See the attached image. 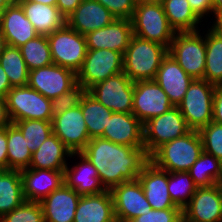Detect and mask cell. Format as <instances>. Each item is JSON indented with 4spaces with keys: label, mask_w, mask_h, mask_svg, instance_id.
I'll return each instance as SVG.
<instances>
[{
    "label": "cell",
    "mask_w": 222,
    "mask_h": 222,
    "mask_svg": "<svg viewBox=\"0 0 222 222\" xmlns=\"http://www.w3.org/2000/svg\"><path fill=\"white\" fill-rule=\"evenodd\" d=\"M193 80L169 54L163 58L154 78L173 106L182 101Z\"/></svg>",
    "instance_id": "obj_21"
},
{
    "label": "cell",
    "mask_w": 222,
    "mask_h": 222,
    "mask_svg": "<svg viewBox=\"0 0 222 222\" xmlns=\"http://www.w3.org/2000/svg\"><path fill=\"white\" fill-rule=\"evenodd\" d=\"M200 31L176 32L168 48V54L193 79H204L206 35Z\"/></svg>",
    "instance_id": "obj_6"
},
{
    "label": "cell",
    "mask_w": 222,
    "mask_h": 222,
    "mask_svg": "<svg viewBox=\"0 0 222 222\" xmlns=\"http://www.w3.org/2000/svg\"><path fill=\"white\" fill-rule=\"evenodd\" d=\"M182 219L181 208H166L151 209L147 214H142L133 219L132 222H180Z\"/></svg>",
    "instance_id": "obj_42"
},
{
    "label": "cell",
    "mask_w": 222,
    "mask_h": 222,
    "mask_svg": "<svg viewBox=\"0 0 222 222\" xmlns=\"http://www.w3.org/2000/svg\"><path fill=\"white\" fill-rule=\"evenodd\" d=\"M11 123L20 120L52 121L51 99L27 86L12 87L6 96Z\"/></svg>",
    "instance_id": "obj_7"
},
{
    "label": "cell",
    "mask_w": 222,
    "mask_h": 222,
    "mask_svg": "<svg viewBox=\"0 0 222 222\" xmlns=\"http://www.w3.org/2000/svg\"><path fill=\"white\" fill-rule=\"evenodd\" d=\"M25 201L40 202L64 183V170L31 169L20 171Z\"/></svg>",
    "instance_id": "obj_20"
},
{
    "label": "cell",
    "mask_w": 222,
    "mask_h": 222,
    "mask_svg": "<svg viewBox=\"0 0 222 222\" xmlns=\"http://www.w3.org/2000/svg\"><path fill=\"white\" fill-rule=\"evenodd\" d=\"M173 107L167 94L154 80L134 82L132 114L144 125Z\"/></svg>",
    "instance_id": "obj_12"
},
{
    "label": "cell",
    "mask_w": 222,
    "mask_h": 222,
    "mask_svg": "<svg viewBox=\"0 0 222 222\" xmlns=\"http://www.w3.org/2000/svg\"><path fill=\"white\" fill-rule=\"evenodd\" d=\"M12 89L9 79L0 65V97L6 98L7 93Z\"/></svg>",
    "instance_id": "obj_48"
},
{
    "label": "cell",
    "mask_w": 222,
    "mask_h": 222,
    "mask_svg": "<svg viewBox=\"0 0 222 222\" xmlns=\"http://www.w3.org/2000/svg\"><path fill=\"white\" fill-rule=\"evenodd\" d=\"M7 149L8 169L21 171L29 168L32 152L27 139L14 123L7 126Z\"/></svg>",
    "instance_id": "obj_33"
},
{
    "label": "cell",
    "mask_w": 222,
    "mask_h": 222,
    "mask_svg": "<svg viewBox=\"0 0 222 222\" xmlns=\"http://www.w3.org/2000/svg\"><path fill=\"white\" fill-rule=\"evenodd\" d=\"M8 46L2 31L0 30V56L2 55L4 49Z\"/></svg>",
    "instance_id": "obj_51"
},
{
    "label": "cell",
    "mask_w": 222,
    "mask_h": 222,
    "mask_svg": "<svg viewBox=\"0 0 222 222\" xmlns=\"http://www.w3.org/2000/svg\"><path fill=\"white\" fill-rule=\"evenodd\" d=\"M7 127L0 129V164L8 169Z\"/></svg>",
    "instance_id": "obj_46"
},
{
    "label": "cell",
    "mask_w": 222,
    "mask_h": 222,
    "mask_svg": "<svg viewBox=\"0 0 222 222\" xmlns=\"http://www.w3.org/2000/svg\"><path fill=\"white\" fill-rule=\"evenodd\" d=\"M133 36L130 19H115L106 27L85 35L87 49H108L125 53Z\"/></svg>",
    "instance_id": "obj_17"
},
{
    "label": "cell",
    "mask_w": 222,
    "mask_h": 222,
    "mask_svg": "<svg viewBox=\"0 0 222 222\" xmlns=\"http://www.w3.org/2000/svg\"><path fill=\"white\" fill-rule=\"evenodd\" d=\"M101 138L134 148L144 147L143 124L132 113L113 112Z\"/></svg>",
    "instance_id": "obj_19"
},
{
    "label": "cell",
    "mask_w": 222,
    "mask_h": 222,
    "mask_svg": "<svg viewBox=\"0 0 222 222\" xmlns=\"http://www.w3.org/2000/svg\"><path fill=\"white\" fill-rule=\"evenodd\" d=\"M115 222H132V221L116 220Z\"/></svg>",
    "instance_id": "obj_59"
},
{
    "label": "cell",
    "mask_w": 222,
    "mask_h": 222,
    "mask_svg": "<svg viewBox=\"0 0 222 222\" xmlns=\"http://www.w3.org/2000/svg\"><path fill=\"white\" fill-rule=\"evenodd\" d=\"M133 1H134L135 4L161 2V0H133Z\"/></svg>",
    "instance_id": "obj_54"
},
{
    "label": "cell",
    "mask_w": 222,
    "mask_h": 222,
    "mask_svg": "<svg viewBox=\"0 0 222 222\" xmlns=\"http://www.w3.org/2000/svg\"><path fill=\"white\" fill-rule=\"evenodd\" d=\"M47 38L53 63L77 73L88 50L85 36L65 24Z\"/></svg>",
    "instance_id": "obj_8"
},
{
    "label": "cell",
    "mask_w": 222,
    "mask_h": 222,
    "mask_svg": "<svg viewBox=\"0 0 222 222\" xmlns=\"http://www.w3.org/2000/svg\"><path fill=\"white\" fill-rule=\"evenodd\" d=\"M14 124L21 130L24 138L27 139L32 153L53 134L52 121L30 119L16 121Z\"/></svg>",
    "instance_id": "obj_38"
},
{
    "label": "cell",
    "mask_w": 222,
    "mask_h": 222,
    "mask_svg": "<svg viewBox=\"0 0 222 222\" xmlns=\"http://www.w3.org/2000/svg\"><path fill=\"white\" fill-rule=\"evenodd\" d=\"M108 9L117 19H131L136 4L133 0H95Z\"/></svg>",
    "instance_id": "obj_43"
},
{
    "label": "cell",
    "mask_w": 222,
    "mask_h": 222,
    "mask_svg": "<svg viewBox=\"0 0 222 222\" xmlns=\"http://www.w3.org/2000/svg\"><path fill=\"white\" fill-rule=\"evenodd\" d=\"M123 72V53L108 49H88L81 69L76 73L77 83L87 91L95 84Z\"/></svg>",
    "instance_id": "obj_10"
},
{
    "label": "cell",
    "mask_w": 222,
    "mask_h": 222,
    "mask_svg": "<svg viewBox=\"0 0 222 222\" xmlns=\"http://www.w3.org/2000/svg\"><path fill=\"white\" fill-rule=\"evenodd\" d=\"M110 190L80 197L73 222H115Z\"/></svg>",
    "instance_id": "obj_26"
},
{
    "label": "cell",
    "mask_w": 222,
    "mask_h": 222,
    "mask_svg": "<svg viewBox=\"0 0 222 222\" xmlns=\"http://www.w3.org/2000/svg\"><path fill=\"white\" fill-rule=\"evenodd\" d=\"M138 180L152 209L180 208L170 198L167 171L158 168L149 160L138 175Z\"/></svg>",
    "instance_id": "obj_18"
},
{
    "label": "cell",
    "mask_w": 222,
    "mask_h": 222,
    "mask_svg": "<svg viewBox=\"0 0 222 222\" xmlns=\"http://www.w3.org/2000/svg\"><path fill=\"white\" fill-rule=\"evenodd\" d=\"M29 71L53 63L47 36L38 35L19 47Z\"/></svg>",
    "instance_id": "obj_36"
},
{
    "label": "cell",
    "mask_w": 222,
    "mask_h": 222,
    "mask_svg": "<svg viewBox=\"0 0 222 222\" xmlns=\"http://www.w3.org/2000/svg\"><path fill=\"white\" fill-rule=\"evenodd\" d=\"M18 4L38 35L48 36L66 24V18L57 6L32 1H19Z\"/></svg>",
    "instance_id": "obj_28"
},
{
    "label": "cell",
    "mask_w": 222,
    "mask_h": 222,
    "mask_svg": "<svg viewBox=\"0 0 222 222\" xmlns=\"http://www.w3.org/2000/svg\"><path fill=\"white\" fill-rule=\"evenodd\" d=\"M133 35L169 48L175 36L161 2L136 4L131 17Z\"/></svg>",
    "instance_id": "obj_4"
},
{
    "label": "cell",
    "mask_w": 222,
    "mask_h": 222,
    "mask_svg": "<svg viewBox=\"0 0 222 222\" xmlns=\"http://www.w3.org/2000/svg\"><path fill=\"white\" fill-rule=\"evenodd\" d=\"M213 122L222 125V87H216L213 97Z\"/></svg>",
    "instance_id": "obj_45"
},
{
    "label": "cell",
    "mask_w": 222,
    "mask_h": 222,
    "mask_svg": "<svg viewBox=\"0 0 222 222\" xmlns=\"http://www.w3.org/2000/svg\"><path fill=\"white\" fill-rule=\"evenodd\" d=\"M22 1L38 2L45 5H50V6H56L57 4V0H22Z\"/></svg>",
    "instance_id": "obj_52"
},
{
    "label": "cell",
    "mask_w": 222,
    "mask_h": 222,
    "mask_svg": "<svg viewBox=\"0 0 222 222\" xmlns=\"http://www.w3.org/2000/svg\"><path fill=\"white\" fill-rule=\"evenodd\" d=\"M76 83L77 75L74 71L54 63L29 71L28 86L51 100Z\"/></svg>",
    "instance_id": "obj_13"
},
{
    "label": "cell",
    "mask_w": 222,
    "mask_h": 222,
    "mask_svg": "<svg viewBox=\"0 0 222 222\" xmlns=\"http://www.w3.org/2000/svg\"><path fill=\"white\" fill-rule=\"evenodd\" d=\"M12 3H18L19 1H22V0H10Z\"/></svg>",
    "instance_id": "obj_58"
},
{
    "label": "cell",
    "mask_w": 222,
    "mask_h": 222,
    "mask_svg": "<svg viewBox=\"0 0 222 222\" xmlns=\"http://www.w3.org/2000/svg\"><path fill=\"white\" fill-rule=\"evenodd\" d=\"M11 123L6 105V98L0 97V129L7 127Z\"/></svg>",
    "instance_id": "obj_49"
},
{
    "label": "cell",
    "mask_w": 222,
    "mask_h": 222,
    "mask_svg": "<svg viewBox=\"0 0 222 222\" xmlns=\"http://www.w3.org/2000/svg\"><path fill=\"white\" fill-rule=\"evenodd\" d=\"M194 13L202 20L205 15L210 16L214 13L213 4L211 0H187ZM209 14V15H207Z\"/></svg>",
    "instance_id": "obj_44"
},
{
    "label": "cell",
    "mask_w": 222,
    "mask_h": 222,
    "mask_svg": "<svg viewBox=\"0 0 222 222\" xmlns=\"http://www.w3.org/2000/svg\"><path fill=\"white\" fill-rule=\"evenodd\" d=\"M0 65L12 87L28 85L29 69L19 48L8 45L0 56Z\"/></svg>",
    "instance_id": "obj_35"
},
{
    "label": "cell",
    "mask_w": 222,
    "mask_h": 222,
    "mask_svg": "<svg viewBox=\"0 0 222 222\" xmlns=\"http://www.w3.org/2000/svg\"><path fill=\"white\" fill-rule=\"evenodd\" d=\"M88 92L112 112L132 113L134 82L124 72L95 84Z\"/></svg>",
    "instance_id": "obj_11"
},
{
    "label": "cell",
    "mask_w": 222,
    "mask_h": 222,
    "mask_svg": "<svg viewBox=\"0 0 222 222\" xmlns=\"http://www.w3.org/2000/svg\"><path fill=\"white\" fill-rule=\"evenodd\" d=\"M80 195L65 183L39 203L45 222H73Z\"/></svg>",
    "instance_id": "obj_24"
},
{
    "label": "cell",
    "mask_w": 222,
    "mask_h": 222,
    "mask_svg": "<svg viewBox=\"0 0 222 222\" xmlns=\"http://www.w3.org/2000/svg\"><path fill=\"white\" fill-rule=\"evenodd\" d=\"M86 91L87 90L80 83H76L68 91L52 99V115L62 114L70 108L80 105L81 99Z\"/></svg>",
    "instance_id": "obj_41"
},
{
    "label": "cell",
    "mask_w": 222,
    "mask_h": 222,
    "mask_svg": "<svg viewBox=\"0 0 222 222\" xmlns=\"http://www.w3.org/2000/svg\"><path fill=\"white\" fill-rule=\"evenodd\" d=\"M24 201L20 170L5 169L0 173V218Z\"/></svg>",
    "instance_id": "obj_31"
},
{
    "label": "cell",
    "mask_w": 222,
    "mask_h": 222,
    "mask_svg": "<svg viewBox=\"0 0 222 222\" xmlns=\"http://www.w3.org/2000/svg\"><path fill=\"white\" fill-rule=\"evenodd\" d=\"M213 4L214 9V15L215 21H217L219 18H222V0H211Z\"/></svg>",
    "instance_id": "obj_50"
},
{
    "label": "cell",
    "mask_w": 222,
    "mask_h": 222,
    "mask_svg": "<svg viewBox=\"0 0 222 222\" xmlns=\"http://www.w3.org/2000/svg\"><path fill=\"white\" fill-rule=\"evenodd\" d=\"M167 54L166 46L133 35L123 54V72L133 82L154 80Z\"/></svg>",
    "instance_id": "obj_2"
},
{
    "label": "cell",
    "mask_w": 222,
    "mask_h": 222,
    "mask_svg": "<svg viewBox=\"0 0 222 222\" xmlns=\"http://www.w3.org/2000/svg\"><path fill=\"white\" fill-rule=\"evenodd\" d=\"M215 88L205 79H194L177 105L190 130L200 131L212 122Z\"/></svg>",
    "instance_id": "obj_5"
},
{
    "label": "cell",
    "mask_w": 222,
    "mask_h": 222,
    "mask_svg": "<svg viewBox=\"0 0 222 222\" xmlns=\"http://www.w3.org/2000/svg\"><path fill=\"white\" fill-rule=\"evenodd\" d=\"M116 17L95 0H82L80 5L66 17V24L81 35L106 27Z\"/></svg>",
    "instance_id": "obj_22"
},
{
    "label": "cell",
    "mask_w": 222,
    "mask_h": 222,
    "mask_svg": "<svg viewBox=\"0 0 222 222\" xmlns=\"http://www.w3.org/2000/svg\"><path fill=\"white\" fill-rule=\"evenodd\" d=\"M217 185H218V187L220 189V192L222 193V174H221V176H220V178H219V180L217 182Z\"/></svg>",
    "instance_id": "obj_56"
},
{
    "label": "cell",
    "mask_w": 222,
    "mask_h": 222,
    "mask_svg": "<svg viewBox=\"0 0 222 222\" xmlns=\"http://www.w3.org/2000/svg\"><path fill=\"white\" fill-rule=\"evenodd\" d=\"M182 214L187 222H222V193L218 185L198 187Z\"/></svg>",
    "instance_id": "obj_16"
},
{
    "label": "cell",
    "mask_w": 222,
    "mask_h": 222,
    "mask_svg": "<svg viewBox=\"0 0 222 222\" xmlns=\"http://www.w3.org/2000/svg\"><path fill=\"white\" fill-rule=\"evenodd\" d=\"M80 107L89 137H101L113 112L101 104L88 91L82 97Z\"/></svg>",
    "instance_id": "obj_32"
},
{
    "label": "cell",
    "mask_w": 222,
    "mask_h": 222,
    "mask_svg": "<svg viewBox=\"0 0 222 222\" xmlns=\"http://www.w3.org/2000/svg\"><path fill=\"white\" fill-rule=\"evenodd\" d=\"M188 172L198 187H210L217 184L222 174V162L203 151Z\"/></svg>",
    "instance_id": "obj_34"
},
{
    "label": "cell",
    "mask_w": 222,
    "mask_h": 222,
    "mask_svg": "<svg viewBox=\"0 0 222 222\" xmlns=\"http://www.w3.org/2000/svg\"><path fill=\"white\" fill-rule=\"evenodd\" d=\"M0 222H45L39 202L24 201L10 213L3 215Z\"/></svg>",
    "instance_id": "obj_39"
},
{
    "label": "cell",
    "mask_w": 222,
    "mask_h": 222,
    "mask_svg": "<svg viewBox=\"0 0 222 222\" xmlns=\"http://www.w3.org/2000/svg\"><path fill=\"white\" fill-rule=\"evenodd\" d=\"M203 151L222 162V125L211 122L199 131Z\"/></svg>",
    "instance_id": "obj_40"
},
{
    "label": "cell",
    "mask_w": 222,
    "mask_h": 222,
    "mask_svg": "<svg viewBox=\"0 0 222 222\" xmlns=\"http://www.w3.org/2000/svg\"><path fill=\"white\" fill-rule=\"evenodd\" d=\"M5 170V168L0 164V173H2Z\"/></svg>",
    "instance_id": "obj_57"
},
{
    "label": "cell",
    "mask_w": 222,
    "mask_h": 222,
    "mask_svg": "<svg viewBox=\"0 0 222 222\" xmlns=\"http://www.w3.org/2000/svg\"><path fill=\"white\" fill-rule=\"evenodd\" d=\"M66 157L73 153L55 135L51 134L38 149L32 153L31 169L65 170L68 165Z\"/></svg>",
    "instance_id": "obj_27"
},
{
    "label": "cell",
    "mask_w": 222,
    "mask_h": 222,
    "mask_svg": "<svg viewBox=\"0 0 222 222\" xmlns=\"http://www.w3.org/2000/svg\"><path fill=\"white\" fill-rule=\"evenodd\" d=\"M81 153L97 169L106 190L138 179L143 166L150 160L144 147L120 145L101 137L91 138Z\"/></svg>",
    "instance_id": "obj_1"
},
{
    "label": "cell",
    "mask_w": 222,
    "mask_h": 222,
    "mask_svg": "<svg viewBox=\"0 0 222 222\" xmlns=\"http://www.w3.org/2000/svg\"><path fill=\"white\" fill-rule=\"evenodd\" d=\"M10 0H0V14L10 5Z\"/></svg>",
    "instance_id": "obj_53"
},
{
    "label": "cell",
    "mask_w": 222,
    "mask_h": 222,
    "mask_svg": "<svg viewBox=\"0 0 222 222\" xmlns=\"http://www.w3.org/2000/svg\"><path fill=\"white\" fill-rule=\"evenodd\" d=\"M198 186L188 171L168 172V192L173 203L183 209L195 194Z\"/></svg>",
    "instance_id": "obj_37"
},
{
    "label": "cell",
    "mask_w": 222,
    "mask_h": 222,
    "mask_svg": "<svg viewBox=\"0 0 222 222\" xmlns=\"http://www.w3.org/2000/svg\"><path fill=\"white\" fill-rule=\"evenodd\" d=\"M161 3L175 32L199 31L198 25L203 20L194 13L187 0H161Z\"/></svg>",
    "instance_id": "obj_30"
},
{
    "label": "cell",
    "mask_w": 222,
    "mask_h": 222,
    "mask_svg": "<svg viewBox=\"0 0 222 222\" xmlns=\"http://www.w3.org/2000/svg\"><path fill=\"white\" fill-rule=\"evenodd\" d=\"M82 2V0H57V8L66 17H68Z\"/></svg>",
    "instance_id": "obj_47"
},
{
    "label": "cell",
    "mask_w": 222,
    "mask_h": 222,
    "mask_svg": "<svg viewBox=\"0 0 222 222\" xmlns=\"http://www.w3.org/2000/svg\"><path fill=\"white\" fill-rule=\"evenodd\" d=\"M222 33V18L212 23Z\"/></svg>",
    "instance_id": "obj_55"
},
{
    "label": "cell",
    "mask_w": 222,
    "mask_h": 222,
    "mask_svg": "<svg viewBox=\"0 0 222 222\" xmlns=\"http://www.w3.org/2000/svg\"><path fill=\"white\" fill-rule=\"evenodd\" d=\"M52 130L72 153L82 152L91 139L80 105L54 115Z\"/></svg>",
    "instance_id": "obj_14"
},
{
    "label": "cell",
    "mask_w": 222,
    "mask_h": 222,
    "mask_svg": "<svg viewBox=\"0 0 222 222\" xmlns=\"http://www.w3.org/2000/svg\"><path fill=\"white\" fill-rule=\"evenodd\" d=\"M189 131L179 108L173 106L167 112L151 118L143 125L144 149L150 157L160 146Z\"/></svg>",
    "instance_id": "obj_9"
},
{
    "label": "cell",
    "mask_w": 222,
    "mask_h": 222,
    "mask_svg": "<svg viewBox=\"0 0 222 222\" xmlns=\"http://www.w3.org/2000/svg\"><path fill=\"white\" fill-rule=\"evenodd\" d=\"M0 30L12 47H21L38 34L18 3L10 4L0 14Z\"/></svg>",
    "instance_id": "obj_23"
},
{
    "label": "cell",
    "mask_w": 222,
    "mask_h": 222,
    "mask_svg": "<svg viewBox=\"0 0 222 222\" xmlns=\"http://www.w3.org/2000/svg\"><path fill=\"white\" fill-rule=\"evenodd\" d=\"M207 29L204 79L222 87V33L213 24Z\"/></svg>",
    "instance_id": "obj_29"
},
{
    "label": "cell",
    "mask_w": 222,
    "mask_h": 222,
    "mask_svg": "<svg viewBox=\"0 0 222 222\" xmlns=\"http://www.w3.org/2000/svg\"><path fill=\"white\" fill-rule=\"evenodd\" d=\"M202 152L203 143L199 131L190 130L160 146L149 159L167 172H184L189 171Z\"/></svg>",
    "instance_id": "obj_3"
},
{
    "label": "cell",
    "mask_w": 222,
    "mask_h": 222,
    "mask_svg": "<svg viewBox=\"0 0 222 222\" xmlns=\"http://www.w3.org/2000/svg\"><path fill=\"white\" fill-rule=\"evenodd\" d=\"M116 220L132 221L152 208L138 179L126 181L110 189Z\"/></svg>",
    "instance_id": "obj_15"
},
{
    "label": "cell",
    "mask_w": 222,
    "mask_h": 222,
    "mask_svg": "<svg viewBox=\"0 0 222 222\" xmlns=\"http://www.w3.org/2000/svg\"><path fill=\"white\" fill-rule=\"evenodd\" d=\"M73 156L80 157V162H76L72 168L68 165L65 167V184L74 189L80 196L95 195L106 191L93 164L81 152L73 153Z\"/></svg>",
    "instance_id": "obj_25"
}]
</instances>
